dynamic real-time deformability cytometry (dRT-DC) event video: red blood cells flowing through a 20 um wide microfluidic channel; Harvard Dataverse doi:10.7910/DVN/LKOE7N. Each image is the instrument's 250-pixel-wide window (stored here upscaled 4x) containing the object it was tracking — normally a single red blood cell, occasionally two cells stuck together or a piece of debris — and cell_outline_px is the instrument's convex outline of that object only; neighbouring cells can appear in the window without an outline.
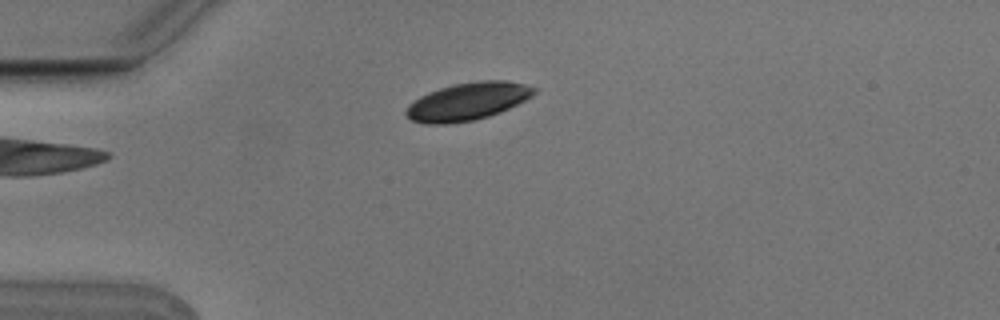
{"species": "Egyptian fruit bat (a non-hibernating species)", "species_latin": "Rousettus aegyptiacus", "temperature_condition": "cold", "stored_images_in_passage": 5, "camera_frame_rate_fps": 3000, "um_per_image_px": 0.085, "animal": {"sex": "male"}, "frame": {"image": 1, "passage_image": 1, "time_ms": 0.0, "image_size_px": [1000, 320], "cell_outline_px": [[536, 92], [532, 96], [500, 112], [488, 116], [472, 120], [448, 124], [428, 124], [412, 120], [404, 112], [408, 104], [412, 100], [428, 92], [452, 84], [480, 80], [504, 80], [524, 84], [536, 88]], "centroid_in_image_um": [39.72, 8.61], "position_along_channel_um": 45.3, "area_um2": 27.98}}
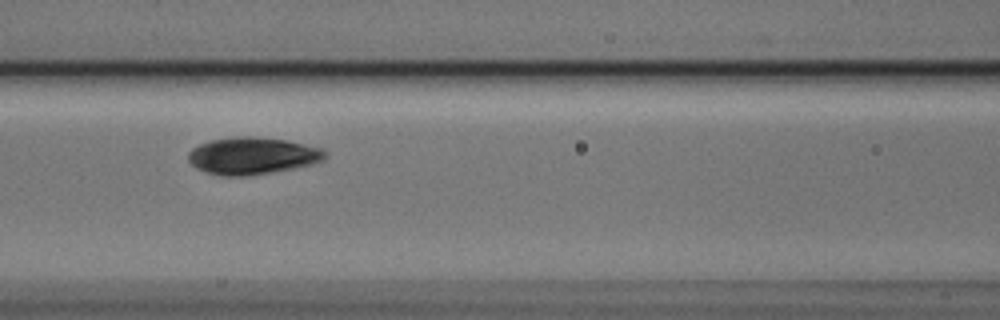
{"frame": {"image": 2, "passage_image": 4, "time_ms": 1.0, "image_size_px": [1000, 320], "cell_outline_px": [[328, 156], [324, 160], [312, 164], [272, 172], [244, 176], [224, 176], [208, 172], [196, 168], [188, 160], [188, 152], [192, 148], [200, 144], [212, 140], [232, 136], [252, 136], [284, 140], [324, 148], [328, 152]], "centroid_in_image_um": [21.48, 13.23], "position_along_channel_um": 145.1, "area_um2": 29.59}}
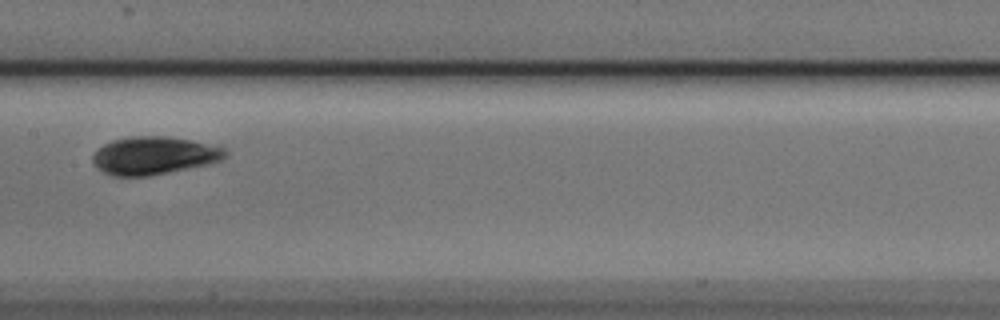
{"frame": {"image": 3, "passage_image": 5, "time_ms": 1.333, "image_size_px": [1000, 320], "cell_outline_px": [[228, 152], [220, 160], [208, 164], [148, 176], [112, 176], [104, 172], [92, 160], [92, 156], [96, 148], [112, 140], [132, 136], [168, 136], [188, 140], [224, 148]], "centroid_in_image_um": [13.04, 13.22], "position_along_channel_um": 194.4, "area_um2": 28.9}}